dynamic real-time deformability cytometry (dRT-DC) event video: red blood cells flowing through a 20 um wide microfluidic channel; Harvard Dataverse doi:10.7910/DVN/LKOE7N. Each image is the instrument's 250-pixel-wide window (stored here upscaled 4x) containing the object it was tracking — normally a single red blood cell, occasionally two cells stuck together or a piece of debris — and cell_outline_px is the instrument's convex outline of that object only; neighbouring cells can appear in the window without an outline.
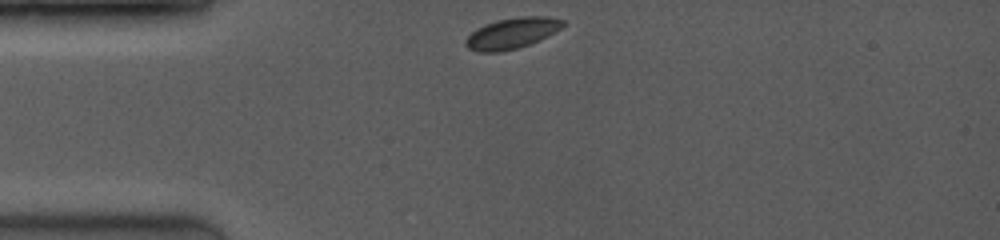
{"species": "common noctule bat (a hibernating species)", "species_latin": "Nyctalus noctula", "temperature_condition": "room temperature", "stored_images_in_passage": 30, "camera_frame_rate_fps": 3500, "um_per_image_px": 0.085, "animal": {"sex": "female", "body_mass_g": 19.0, "forearm_length_mm": 53.3}, "frame": {"image": 1, "passage_image": 1, "time_ms": 0.0, "image_size_px": [1000, 240], "cell_outline_px": [[564, 24], [560, 28], [528, 44], [516, 48], [500, 52], [480, 52], [468, 48], [464, 44], [464, 40], [476, 28], [484, 24], [496, 20], [524, 16], [548, 16], [564, 20]], "centroid_in_image_um": [43.44, 2.81], "position_along_channel_um": 41.6, "area_um2": 17.17}}
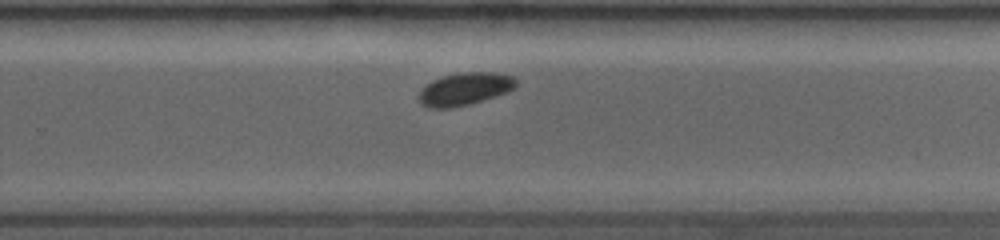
{"frame": {"image": 2, "passage_image": 20, "time_ms": 6.857, "image_size_px": [1000, 240], "cell_outline_px": [[516, 84], [512, 88], [504, 92], [468, 104], [452, 108], [428, 108], [416, 96], [420, 88], [424, 84], [432, 80], [444, 76], [460, 72], [492, 72], [516, 76]], "centroid_in_image_um": [39.43, 7.54], "position_along_channel_um": 290.4, "area_um2": 18.32}}
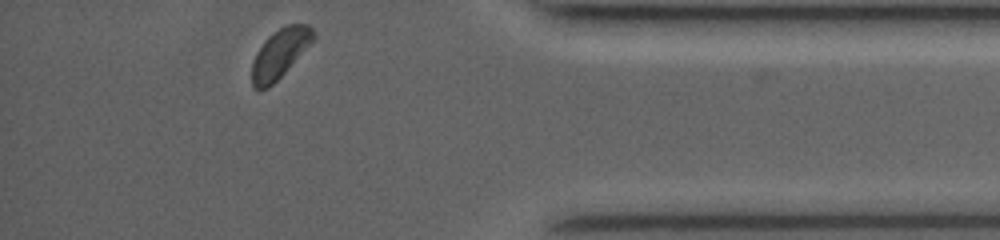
{"frame": {"image": 3, "passage_image": 29, "time_ms": 10.286, "image_size_px": [1000, 240], "cell_outline_px": [[316, 36], [284, 72], [268, 88], [252, 88], [252, 60], [256, 52], [264, 40], [272, 32], [288, 24], [308, 24], [316, 32]], "centroid_in_image_um": [23.76, 4.51], "position_along_channel_um": 411.4, "area_um2": 17.22}}